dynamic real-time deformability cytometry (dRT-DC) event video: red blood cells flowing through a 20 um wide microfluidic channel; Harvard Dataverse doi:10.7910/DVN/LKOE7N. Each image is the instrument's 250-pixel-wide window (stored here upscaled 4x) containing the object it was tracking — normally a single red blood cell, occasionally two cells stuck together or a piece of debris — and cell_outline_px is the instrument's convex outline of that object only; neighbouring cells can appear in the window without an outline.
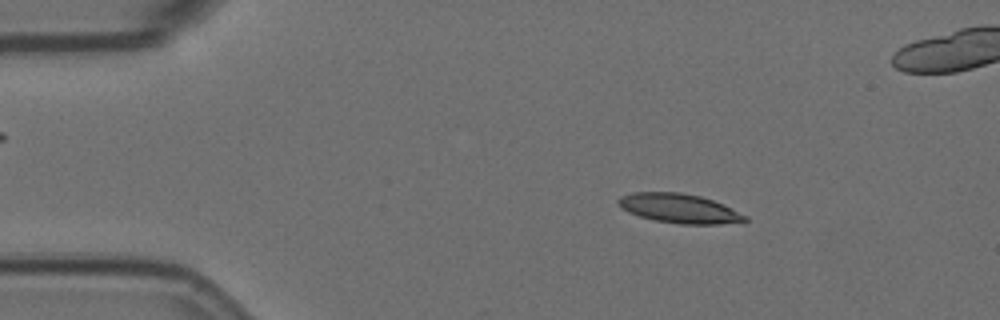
{"species": "Egyptian fruit bat (a non-hibernating species)", "species_latin": "Rousettus aegyptiacus", "temperature_condition": "room temperature", "stored_images_in_passage": 57, "camera_frame_rate_fps": 3000, "um_per_image_px": 0.085, "animal": {"sex": "female"}, "frame": {"image": 1, "passage_image": 9, "time_ms": 2.667, "image_size_px": [1000, 320], "cell_outline_px": [[748, 220], [744, 224], [680, 224], [656, 220], [640, 216], [628, 212], [620, 208], [616, 204], [616, 200], [620, 196], [632, 192], [680, 192], [700, 196], [712, 200], [748, 216]], "centroid_in_image_um": [57.74, 17.72], "position_along_channel_um": 27.3, "area_um2": 21.91}}
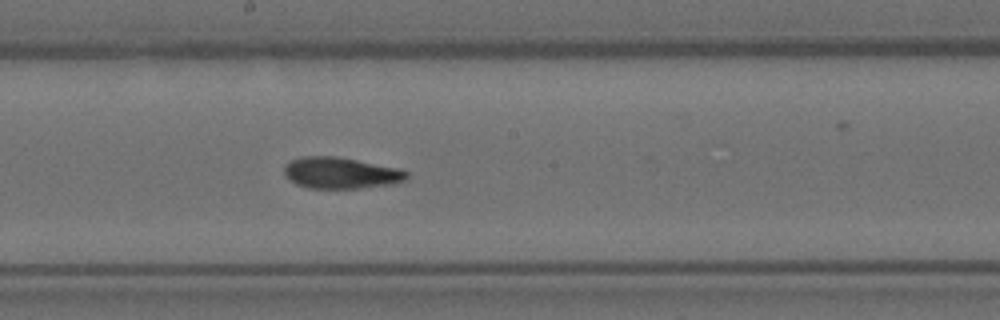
{"frame": {"image": 2, "passage_image": 30, "time_ms": 9.667, "image_size_px": [1000, 320], "cell_outline_px": [[408, 180], [392, 184], [360, 188], [308, 188], [296, 184], [284, 176], [284, 164], [288, 160], [304, 156], [336, 156], [400, 168], [408, 172]], "centroid_in_image_um": [28.95, 14.69], "position_along_channel_um": 219.2, "area_um2": 22.66}}
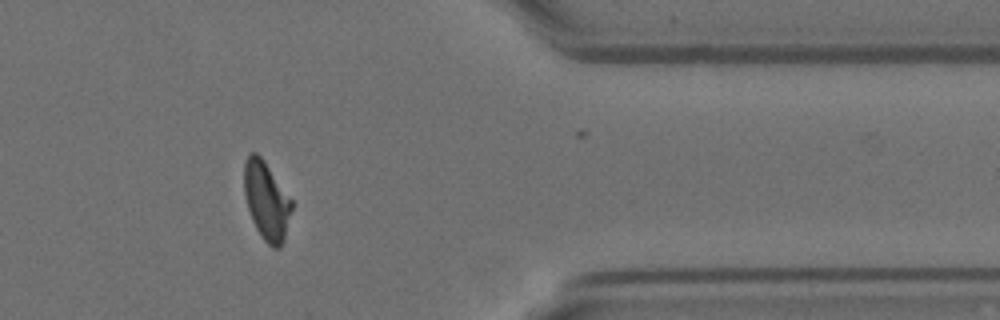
{"frame": {"image": 3, "passage_image": 46, "time_ms": 15.0, "image_size_px": [1000, 320], "cell_outline_px": [[292, 208], [284, 240], [280, 248], [272, 248], [264, 240], [256, 228], [252, 220], [248, 208], [244, 192], [244, 160], [248, 152], [256, 152], [264, 160], [292, 200]], "centroid_in_image_um": [22.64, 17.04], "position_along_channel_um": 388.8, "area_um2": 21.68}, "authors_computed_cell_mechanics": {"area_um2": 21.9062, "velocity_mm_per_s": 3.5757, "shape_relaxation_time_tau1_ms": 4.9133, "shape_relaxation_time_tau2_ms": 2.4719, "deformation_change_tau1": 0.2005, "deformation_change_tau2": 0.1039}}